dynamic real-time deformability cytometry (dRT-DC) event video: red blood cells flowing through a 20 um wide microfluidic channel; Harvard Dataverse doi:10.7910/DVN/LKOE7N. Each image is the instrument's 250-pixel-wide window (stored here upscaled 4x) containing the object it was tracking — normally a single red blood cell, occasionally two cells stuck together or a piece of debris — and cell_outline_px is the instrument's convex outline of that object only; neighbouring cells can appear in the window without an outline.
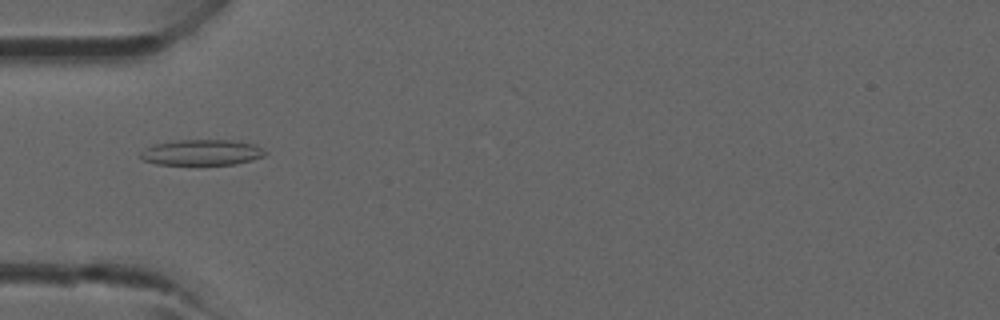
{"species": "common noctule bat (a hibernating species)", "species_latin": "Nyctalus noctula", "temperature_condition": "room temperature", "stored_images_in_passage": 4, "camera_frame_rate_fps": 3000, "um_per_image_px": 0.085, "animal": {"sex": "male", "forearm_length_mm": 52.5}, "frame": {"image": 1, "passage_image": 4, "time_ms": 4.0, "image_size_px": [1000, 320], "cell_outline_px": [[268, 152], [264, 156], [252, 160], [236, 164], [156, 164], [144, 160], [140, 156], [140, 152], [144, 148], [156, 144], [180, 140], [232, 140], [256, 144]], "centroid_in_image_um": [17.2, 12.95], "position_along_channel_um": 67.8, "area_um2": 18.61}}